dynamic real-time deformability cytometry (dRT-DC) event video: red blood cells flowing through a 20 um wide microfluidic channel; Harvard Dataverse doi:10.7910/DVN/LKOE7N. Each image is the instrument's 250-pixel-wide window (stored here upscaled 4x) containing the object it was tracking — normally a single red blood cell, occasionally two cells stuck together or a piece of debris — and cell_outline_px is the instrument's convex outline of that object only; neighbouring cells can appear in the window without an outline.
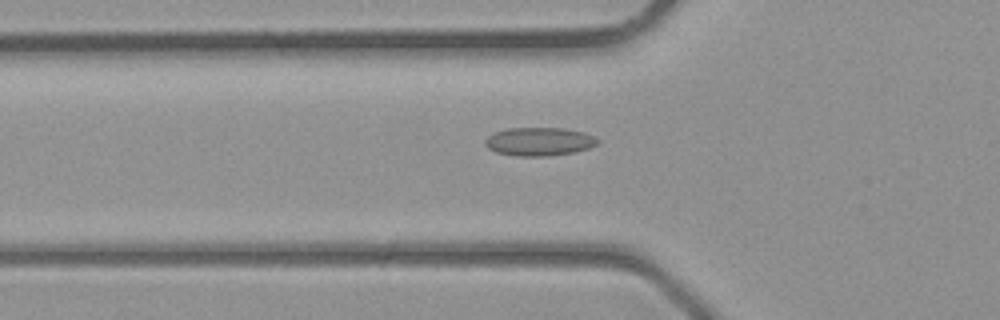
{"species": "common noctule bat (a hibernating species)", "species_latin": "Nyctalus noctula", "temperature_condition": "room temperature", "stored_images_in_passage": 33, "camera_frame_rate_fps": 3000, "um_per_image_px": 0.085, "animal": {"sex": "male", "body_mass_g": 23.1, "forearm_length_mm": 52.7}, "frame": {"image": 1, "passage_image": 7, "time_ms": 2.0, "image_size_px": [1000, 320], "cell_outline_px": [[600, 140], [596, 144], [588, 148], [572, 152], [548, 156], [516, 156], [496, 152], [488, 148], [484, 144], [484, 140], [488, 136], [496, 132], [508, 128], [564, 128], [584, 132]], "centroid_in_image_um": [45.8, 12.03], "position_along_channel_um": 80.0, "area_um2": 18.5}}
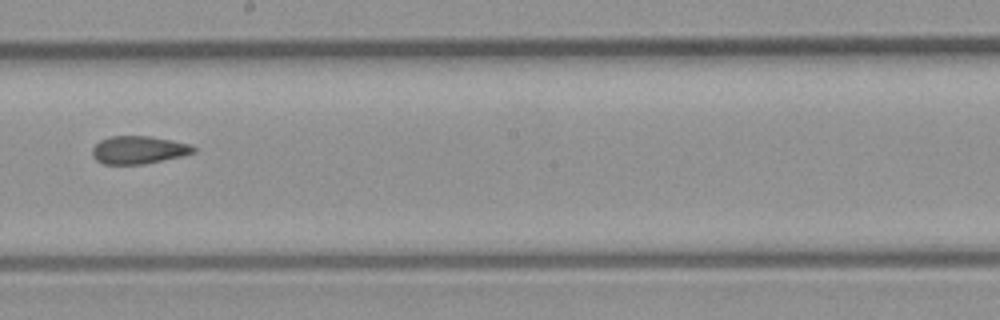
{"frame": {"image": 2, "passage_image": 16, "time_ms": 5.0, "image_size_px": [1000, 320], "cell_outline_px": [[196, 152], [180, 156], [144, 164], [104, 164], [96, 160], [92, 156], [92, 148], [100, 140], [112, 136], [148, 136], [172, 140], [192, 144], [196, 148]], "centroid_in_image_um": [11.78, 12.74], "position_along_channel_um": 236.4, "area_um2": 16.42}}
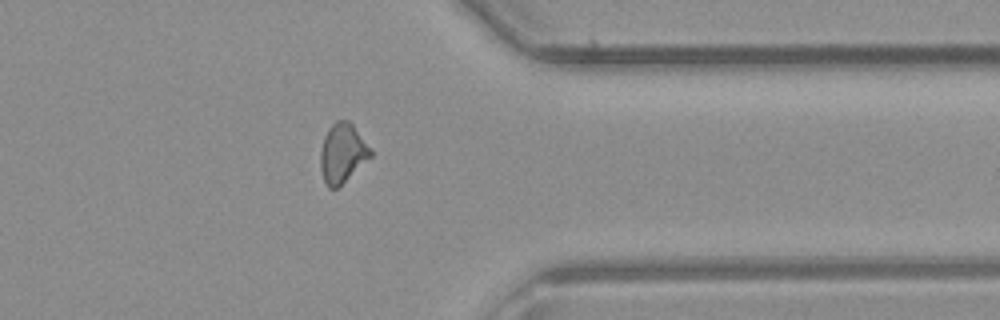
{"frame": {"image": 3, "passage_image": 25, "time_ms": 8.0, "image_size_px": [1000, 320], "cell_outline_px": [[372, 156], [336, 188], [328, 188], [324, 180], [320, 168], [320, 152], [324, 136], [328, 128], [336, 120], [348, 120], [352, 124], [372, 148]], "centroid_in_image_um": [29.11, 12.99], "position_along_channel_um": 382.3, "area_um2": 17.22}}